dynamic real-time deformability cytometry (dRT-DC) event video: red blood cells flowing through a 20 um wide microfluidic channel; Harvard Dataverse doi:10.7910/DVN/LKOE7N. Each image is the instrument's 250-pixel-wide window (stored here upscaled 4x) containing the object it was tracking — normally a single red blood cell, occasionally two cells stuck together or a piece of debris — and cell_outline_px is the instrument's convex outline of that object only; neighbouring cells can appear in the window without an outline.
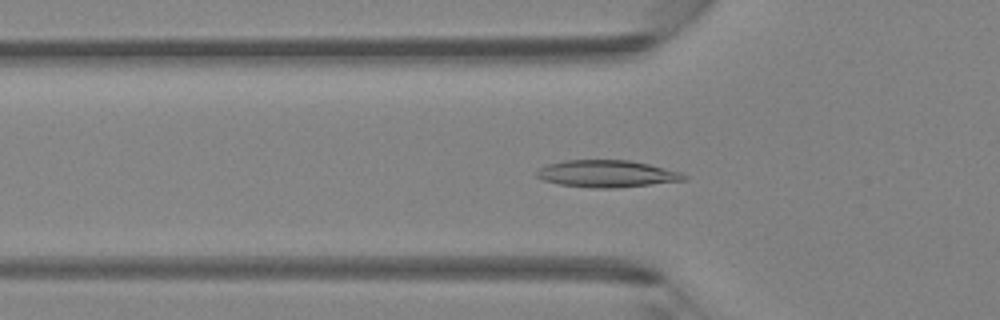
{"species": "Egyptian fruit bat (a non-hibernating species)", "species_latin": "Rousettus aegyptiacus", "temperature_condition": "room temperature", "stored_images_in_passage": 42, "camera_frame_rate_fps": 3000, "um_per_image_px": 0.085, "animal": {"sex": "female"}, "frame": {"image": 1, "passage_image": 15, "time_ms": 4.667, "image_size_px": [1000, 320], "cell_outline_px": [[688, 176], [684, 180], [616, 188], [592, 188], [560, 184], [544, 180], [536, 176], [536, 172], [540, 168], [548, 164], [564, 160], [628, 160], [648, 164], [680, 172]], "centroid_in_image_um": [51.56, 14.76], "position_along_channel_um": 74.2, "area_um2": 22.95}}
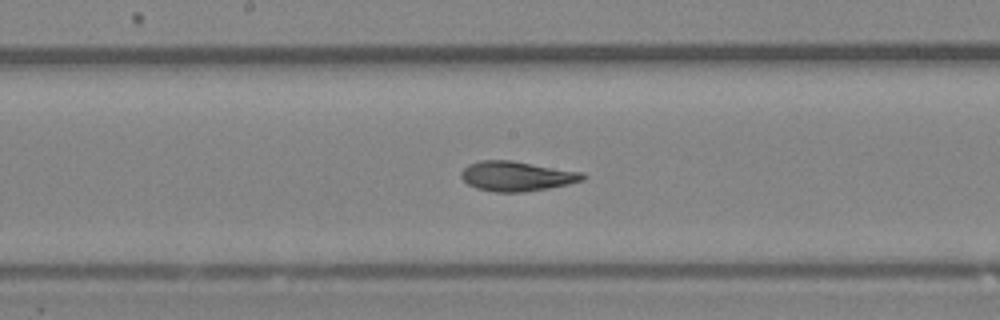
{"frame": {"image": 2, "passage_image": 24, "time_ms": 7.667, "image_size_px": [1000, 320], "cell_outline_px": [[588, 176], [584, 180], [568, 184], [548, 188], [524, 192], [496, 192], [476, 188], [468, 184], [460, 176], [460, 172], [468, 164], [480, 160], [512, 160], [584, 172]], "centroid_in_image_um": [43.94, 14.96], "position_along_channel_um": 204.3, "area_um2": 21.33}}
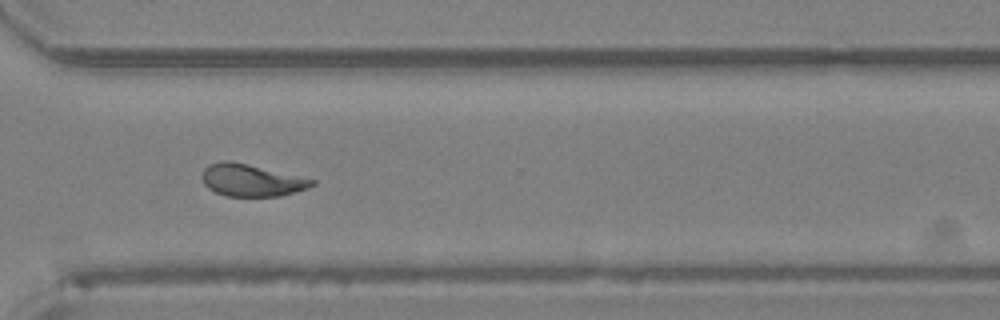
{"frame": {"image": 3, "passage_image": 34, "time_ms": 11.0, "image_size_px": [1000, 320], "cell_outline_px": [[316, 184], [308, 188], [280, 196], [224, 196], [208, 188], [204, 184], [204, 168], [208, 164], [224, 160], [228, 160], [248, 164], [316, 180]], "centroid_in_image_um": [21.38, 15.32], "position_along_channel_um": 349.2, "area_um2": 20.4}, "authors_computed_cell_mechanics": {"area_um2": 21.5305, "velocity_mm_per_s": 4.3378, "shape_relaxation_time_tau1_ms": 11.3966, "shape_relaxation_time_tau2_ms": 1.4741, "deformation_change_tau1": 0.2981, "deformation_change_tau2": 0.0832}}